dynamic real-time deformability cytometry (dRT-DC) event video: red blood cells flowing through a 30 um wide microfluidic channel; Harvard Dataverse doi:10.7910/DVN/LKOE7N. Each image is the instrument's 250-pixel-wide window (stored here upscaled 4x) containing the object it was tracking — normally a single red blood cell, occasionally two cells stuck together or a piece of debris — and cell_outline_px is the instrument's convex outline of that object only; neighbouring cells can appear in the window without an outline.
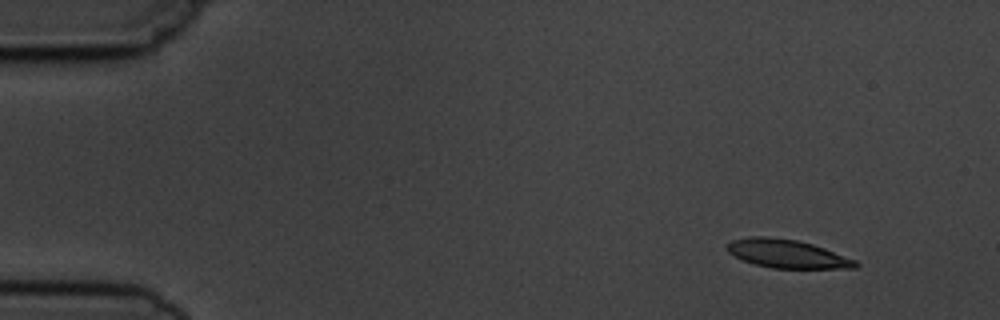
{"species": "common noctule bat (a hibernating species)", "species_latin": "Nyctalus noctula", "temperature_condition": "cold", "stored_images_in_passage": 5, "camera_frame_rate_fps": 3000, "um_per_image_px": 0.085, "animal": {"sex": "male", "body_mass_g": 19.5, "forearm_length_mm": 54.6}, "frame": {"image": 1, "passage_image": 1, "time_ms": 0.0, "image_size_px": [1000, 320], "cell_outline_px": [[860, 264], [856, 268], [772, 268], [756, 264], [744, 260], [728, 252], [728, 244], [732, 240], [748, 236], [768, 236], [796, 240], [812, 244], [824, 248], [856, 260]], "centroid_in_image_um": [66.93, 21.56], "position_along_channel_um": 18.1, "area_um2": 21.04}}
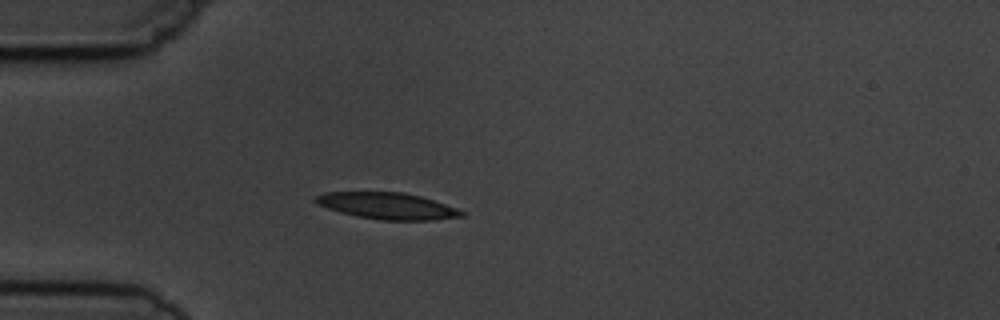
{"frame": {"image": 2, "passage_image": 4, "time_ms": 3.333, "image_size_px": [1000, 320], "cell_outline_px": [[464, 216], [432, 220], [380, 220], [356, 216], [340, 212], [328, 208], [312, 200], [316, 196], [324, 192], [404, 192], [420, 196], [456, 208], [464, 212]], "centroid_in_image_um": [32.91, 17.5], "position_along_channel_um": 52.1, "area_um2": 22.37}}